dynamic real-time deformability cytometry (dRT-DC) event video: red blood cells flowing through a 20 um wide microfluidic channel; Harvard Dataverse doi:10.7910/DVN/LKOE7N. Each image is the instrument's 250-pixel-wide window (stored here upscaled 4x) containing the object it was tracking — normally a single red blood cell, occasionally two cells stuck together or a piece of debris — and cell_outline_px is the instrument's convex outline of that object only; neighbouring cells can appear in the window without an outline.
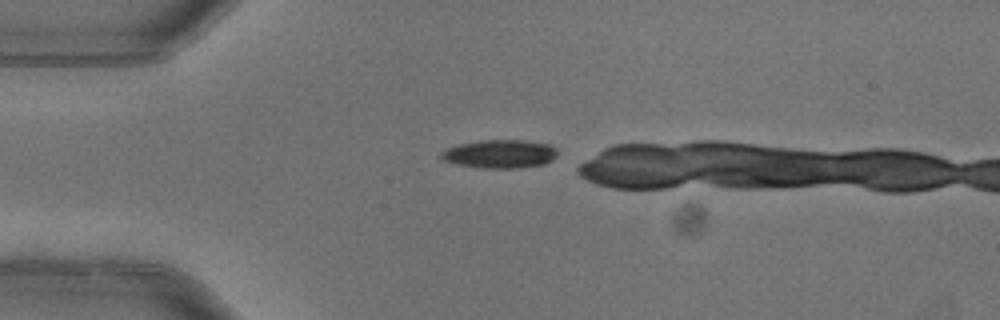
{"species": "common noctule bat (a hibernating species)", "species_latin": "Nyctalus noctula", "temperature_condition": "warm", "stored_images_in_passage": 1, "camera_frame_rate_fps": 3000, "um_per_image_px": 0.085, "animal": {"sex": "female"}, "frame": {"image": 1, "passage_image": 1, "time_ms": 0.0, "image_size_px": [1000, 320], "cell_outline_px": [[556, 156], [552, 160], [544, 164], [516, 168], [480, 168], [456, 164], [444, 160], [440, 156], [440, 152], [448, 148], [460, 144], [480, 140], [524, 140], [548, 144], [556, 148]], "centroid_in_image_um": [42.48, 13.08], "position_along_channel_um": 42.5, "area_um2": 19.19}}